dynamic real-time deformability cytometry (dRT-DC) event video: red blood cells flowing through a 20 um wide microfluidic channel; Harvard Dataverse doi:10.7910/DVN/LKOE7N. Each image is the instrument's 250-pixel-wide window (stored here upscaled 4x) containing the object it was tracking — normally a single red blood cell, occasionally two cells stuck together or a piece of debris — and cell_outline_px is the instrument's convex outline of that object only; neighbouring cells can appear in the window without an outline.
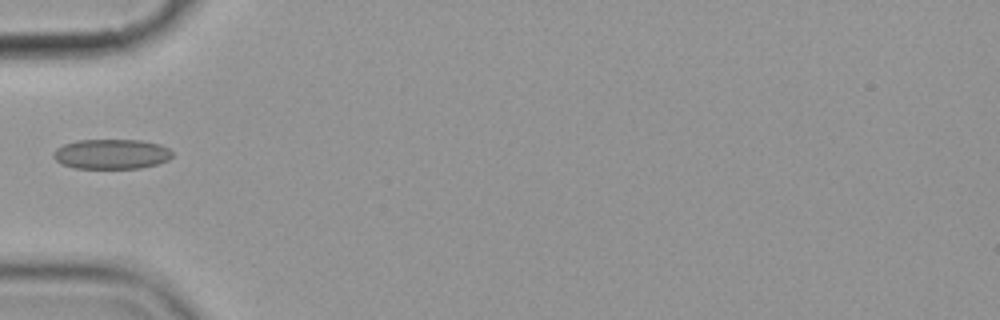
{"species": "common noctule bat (a hibernating species)", "species_latin": "Nyctalus noctula", "temperature_condition": "cold", "stored_images_in_passage": 2, "camera_frame_rate_fps": 3000, "um_per_image_px": 0.085, "animal": {"sex": "female", "body_mass_g": 19.9}, "frame": {"image": 1, "passage_image": 2, "time_ms": 1.0, "image_size_px": [1000, 320], "cell_outline_px": [[172, 156], [168, 160], [156, 164], [140, 168], [72, 168], [60, 164], [52, 156], [52, 152], [56, 148], [64, 144], [76, 140], [140, 140], [160, 144], [168, 148], [172, 152]], "centroid_in_image_um": [9.43, 13.09], "position_along_channel_um": 75.6, "area_um2": 20.87}}